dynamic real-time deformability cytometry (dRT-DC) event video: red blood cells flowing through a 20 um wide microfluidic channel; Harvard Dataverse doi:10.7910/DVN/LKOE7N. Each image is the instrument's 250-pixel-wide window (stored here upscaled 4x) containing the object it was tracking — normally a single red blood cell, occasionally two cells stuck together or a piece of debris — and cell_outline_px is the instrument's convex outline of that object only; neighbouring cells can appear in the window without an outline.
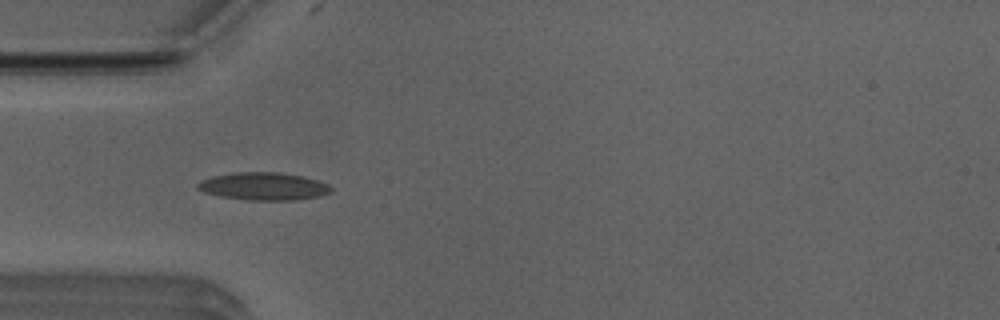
{"species": "Egyptian fruit bat (a non-hibernating species)", "species_latin": "Rousettus aegyptiacus", "temperature_condition": "room temperature", "stored_images_in_passage": 51, "camera_frame_rate_fps": 3000, "um_per_image_px": 0.085, "animal": {"sex": "male"}, "frame": {"image": 1, "passage_image": 15, "time_ms": 4.667, "image_size_px": [1000, 320], "cell_outline_px": [[332, 192], [320, 196], [296, 200], [244, 200], [220, 196], [204, 192], [196, 188], [196, 184], [200, 180], [212, 176], [232, 172], [280, 172], [304, 176], [328, 184], [332, 188]], "centroid_in_image_um": [22.39, 15.83], "position_along_channel_um": 62.6, "area_um2": 21.79}}
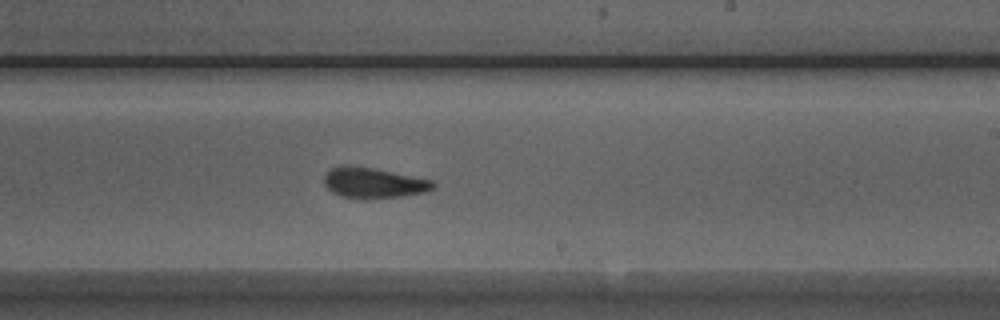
{"frame": {"image": 2, "passage_image": 30, "time_ms": 9.667, "image_size_px": [1000, 320], "cell_outline_px": [[436, 184], [432, 188], [424, 192], [400, 196], [368, 200], [364, 200], [340, 196], [332, 192], [324, 184], [324, 176], [332, 168], [340, 164], [348, 164], [372, 168], [432, 180]], "centroid_in_image_um": [31.69, 15.55], "position_along_channel_um": 257.3, "area_um2": 19.48}}
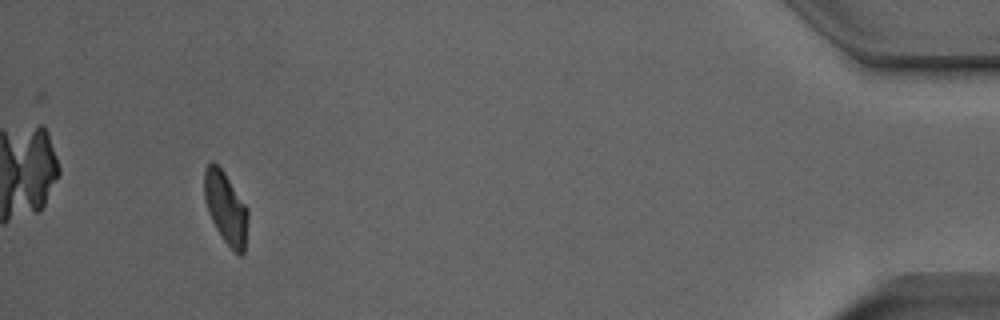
{"frame": {"image": 3, "passage_image": 48, "time_ms": 15.667, "image_size_px": [1000, 320], "cell_outline_px": [[248, 216], [244, 252], [240, 256], [224, 240], [216, 228], [208, 212], [204, 196], [204, 168], [212, 160], [224, 172], [248, 208]], "centroid_in_image_um": [19.18, 17.63], "position_along_channel_um": 416.0, "area_um2": 18.09}, "authors_computed_cell_mechanics": {"area_um2": 19.363, "velocity_mm_per_s": 3.9122, "shape_relaxation_time_tau1_ms": null, "shape_relaxation_time_tau2_ms": 2.1377, "deformation_change_tau1": null, "deformation_change_tau2": 0.0931}}